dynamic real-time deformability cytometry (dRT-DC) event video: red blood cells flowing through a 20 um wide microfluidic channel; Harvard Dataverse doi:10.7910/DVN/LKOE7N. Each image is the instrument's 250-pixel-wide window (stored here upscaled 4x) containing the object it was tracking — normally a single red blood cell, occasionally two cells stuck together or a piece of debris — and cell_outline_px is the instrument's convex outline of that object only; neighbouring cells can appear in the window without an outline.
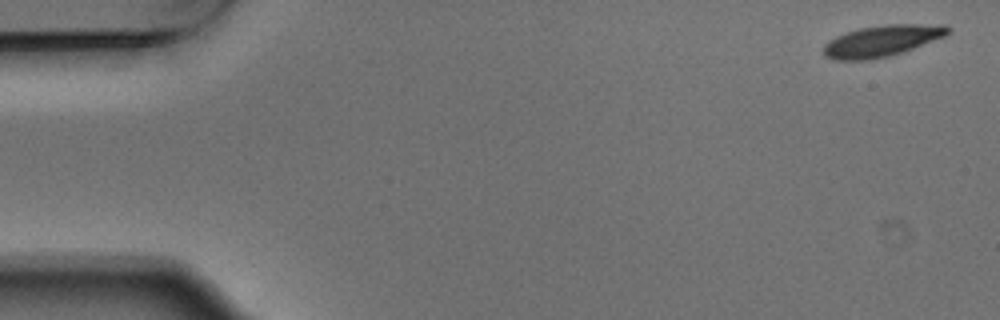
{"species": "Egyptian fruit bat (a non-hibernating species)", "species_latin": "Rousettus aegyptiacus", "temperature_condition": "warm", "stored_images_in_passage": 4, "camera_frame_rate_fps": 3000, "um_per_image_px": 0.085, "animal": {"sex": "male"}, "frame": {"image": 1, "passage_image": 1, "time_ms": 0.0, "image_size_px": [1000, 320], "cell_outline_px": [[952, 32], [944, 36], [904, 52], [888, 56], [868, 60], [836, 60], [824, 56], [824, 44], [828, 40], [836, 36], [860, 28], [888, 24], [944, 24], [952, 28]], "centroid_in_image_um": [75.0, 3.47], "position_along_channel_um": 10.0, "area_um2": 22.77}}
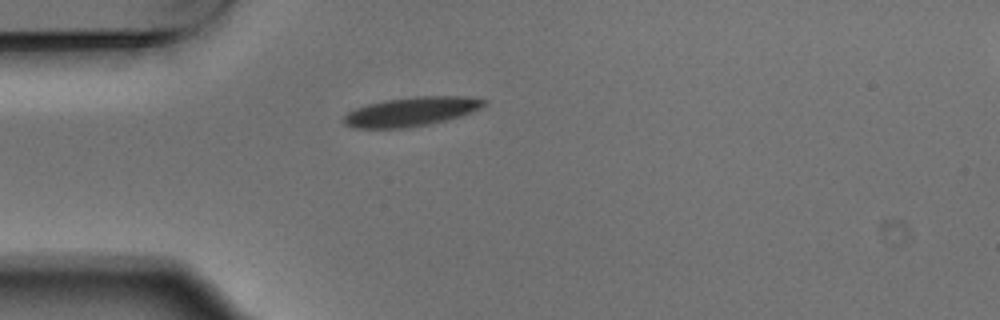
{"frame": {"image": 2, "passage_image": 4, "time_ms": 1.0, "image_size_px": [1000, 320], "cell_outline_px": [[488, 104], [472, 112], [460, 116], [432, 124], [408, 128], [356, 128], [344, 124], [344, 116], [348, 112], [356, 108], [368, 104], [384, 100], [416, 96], [468, 96], [488, 100]], "centroid_in_image_um": [35.01, 9.48], "position_along_channel_um": 50.0, "area_um2": 23.99}}